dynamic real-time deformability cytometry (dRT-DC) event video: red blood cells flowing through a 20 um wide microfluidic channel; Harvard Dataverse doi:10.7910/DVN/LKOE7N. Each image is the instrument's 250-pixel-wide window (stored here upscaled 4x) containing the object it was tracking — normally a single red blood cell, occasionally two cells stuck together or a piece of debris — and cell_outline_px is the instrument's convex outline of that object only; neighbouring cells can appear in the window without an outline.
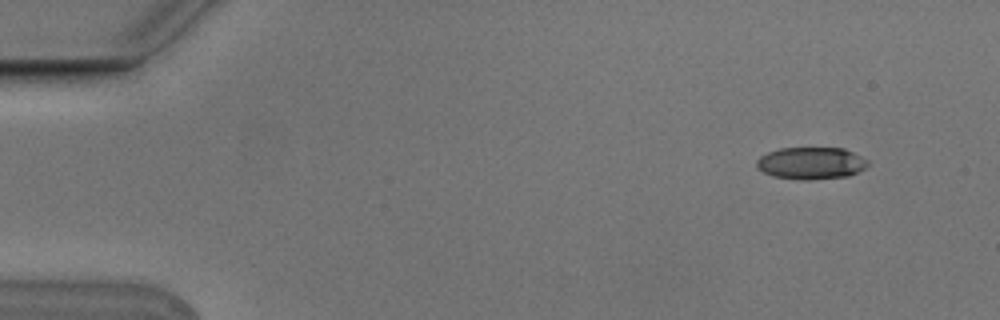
{"species": "Egyptian fruit bat (a non-hibernating species)", "species_latin": "Rousettus aegyptiacus", "temperature_condition": "cold", "stored_images_in_passage": 4, "camera_frame_rate_fps": 3000, "um_per_image_px": 0.085, "animal": {"sex": "male"}, "frame": {"image": 1, "passage_image": 1, "time_ms": 0.0, "image_size_px": [1000, 320], "cell_outline_px": [[868, 164], [864, 168], [848, 176], [812, 180], [800, 180], [772, 176], [756, 168], [756, 160], [760, 156], [768, 152], [780, 148], [844, 148], [868, 160]], "centroid_in_image_um": [68.9, 13.87], "position_along_channel_um": 16.1, "area_um2": 20.87}}
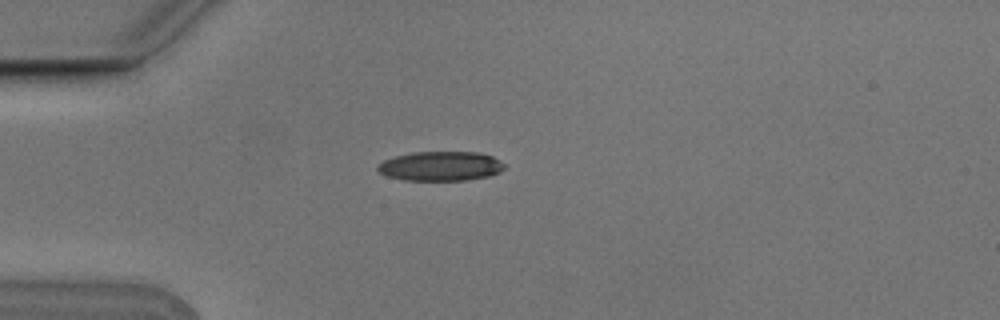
{"frame": {"image": 2, "passage_image": 4, "time_ms": 1.0, "image_size_px": [1000, 320], "cell_outline_px": [[504, 168], [500, 172], [488, 176], [468, 180], [404, 180], [388, 176], [380, 172], [376, 168], [376, 164], [384, 160], [396, 156], [412, 152], [480, 152], [492, 156], [500, 160], [504, 164]], "centroid_in_image_um": [37.46, 14.11], "position_along_channel_um": 47.5, "area_um2": 21.79}}